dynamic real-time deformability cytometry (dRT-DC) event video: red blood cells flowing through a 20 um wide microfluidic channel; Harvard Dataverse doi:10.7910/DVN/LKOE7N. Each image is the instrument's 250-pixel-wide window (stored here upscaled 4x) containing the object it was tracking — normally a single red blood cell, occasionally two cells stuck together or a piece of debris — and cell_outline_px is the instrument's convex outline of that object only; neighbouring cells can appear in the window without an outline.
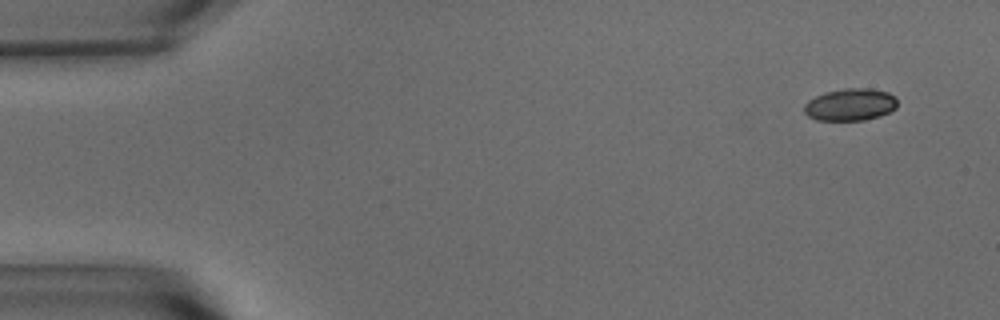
{"species": "common noctule bat (a hibernating species)", "species_latin": "Nyctalus noctula", "temperature_condition": "warm", "stored_images_in_passage": 53, "camera_frame_rate_fps": 3000, "um_per_image_px": 0.085, "animal": {"sex": "male", "body_mass_g": 15.6}, "frame": {"image": 1, "passage_image": 1, "time_ms": 0.0, "image_size_px": [1000, 320], "cell_outline_px": [[896, 108], [880, 116], [864, 120], [816, 120], [808, 116], [804, 112], [804, 104], [808, 100], [824, 92], [844, 88], [872, 88], [888, 92], [896, 96]], "centroid_in_image_um": [72.27, 8.88], "position_along_channel_um": 12.7, "area_um2": 17.63}}
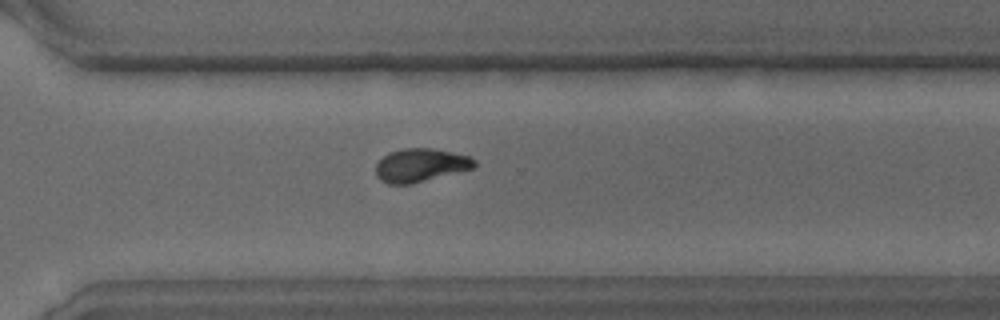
{"frame": {"image": 2, "passage_image": 37, "time_ms": 12.0, "image_size_px": [1000, 320], "cell_outline_px": [[476, 168], [412, 184], [388, 184], [380, 180], [376, 176], [376, 164], [388, 152], [404, 148], [432, 148], [472, 156], [476, 160]], "centroid_in_image_um": [35.78, 14.04], "position_along_channel_um": 334.8, "area_um2": 19.48}}
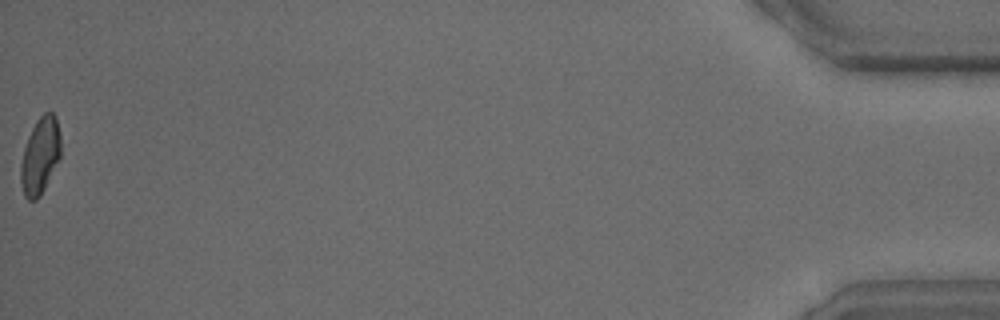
{"frame": {"image": 3, "passage_image": 53, "time_ms": 17.333, "image_size_px": [1000, 320], "cell_outline_px": [[60, 156], [40, 196], [36, 200], [28, 200], [24, 196], [20, 180], [20, 164], [24, 148], [28, 136], [36, 120], [44, 112], [52, 112], [56, 116], [60, 136]], "centroid_in_image_um": [3.39, 13.22], "position_along_channel_um": 431.8, "area_um2": 17.74}, "authors_computed_cell_mechanics": {"area_um2": 18.7272, "velocity_mm_per_s": 3.6603, "shape_relaxation_time_tau1_ms": 4.1113, "shape_relaxation_time_tau2_ms": 3.3105, "deformation_change_tau1": 0.1593, "deformation_change_tau2": 0.0905}}